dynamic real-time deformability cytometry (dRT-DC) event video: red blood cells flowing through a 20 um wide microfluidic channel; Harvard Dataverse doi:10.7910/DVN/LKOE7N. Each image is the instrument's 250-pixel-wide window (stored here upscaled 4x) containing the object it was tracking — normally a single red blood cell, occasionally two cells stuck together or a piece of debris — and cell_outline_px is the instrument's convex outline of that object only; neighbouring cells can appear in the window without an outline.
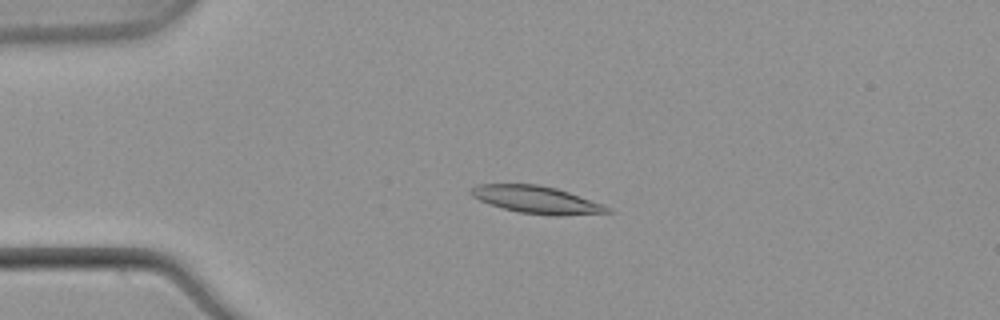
{"species": "common noctule bat (a hibernating species)", "species_latin": "Nyctalus noctula", "temperature_condition": "warm", "stored_images_in_passage": 53, "camera_frame_rate_fps": 3000, "um_per_image_px": 0.085, "animal": {"sex": "male", "body_mass_g": 21.5, "forearm_length_mm": 52.0}, "frame": {"image": 1, "passage_image": 13, "time_ms": 4.0, "image_size_px": [1000, 320], "cell_outline_px": [[616, 212], [560, 216], [552, 216], [516, 212], [488, 204], [472, 196], [468, 192], [476, 184], [536, 184], [556, 188], [604, 204], [612, 208]], "centroid_in_image_um": [45.64, 16.99], "position_along_channel_um": 39.4, "area_um2": 22.08}}
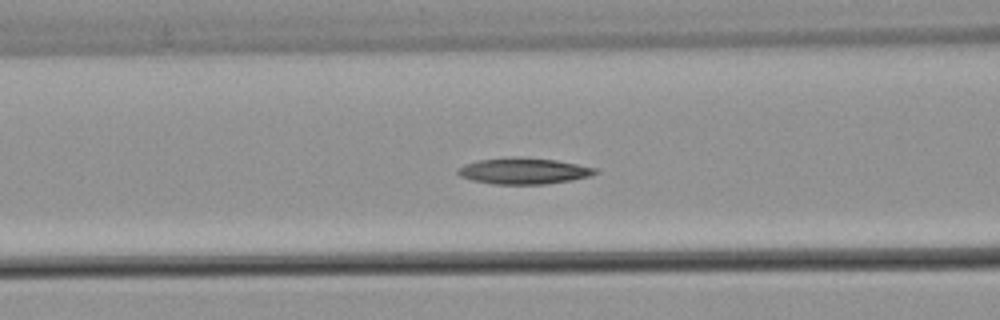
{"frame": {"image": 2, "passage_image": 22, "time_ms": 7.0, "image_size_px": [1000, 320], "cell_outline_px": [[600, 172], [592, 176], [572, 180], [544, 184], [492, 184], [472, 180], [460, 176], [456, 172], [460, 168], [468, 164], [480, 160], [516, 156], [520, 156], [556, 160], [596, 168]], "centroid_in_image_um": [44.57, 14.53], "position_along_channel_um": 122.0, "area_um2": 20.92}}
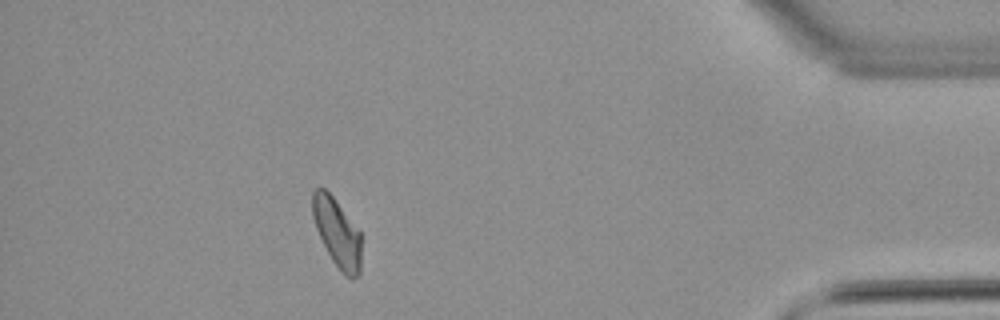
{"frame": {"image": 3, "passage_image": 48, "time_ms": 15.667, "image_size_px": [1000, 320], "cell_outline_px": [[360, 276], [352, 280], [344, 276], [332, 260], [316, 228], [312, 216], [312, 192], [316, 188], [324, 188], [332, 196], [360, 232]], "centroid_in_image_um": [28.65, 19.82], "position_along_channel_um": 406.5, "area_um2": 19.25}}